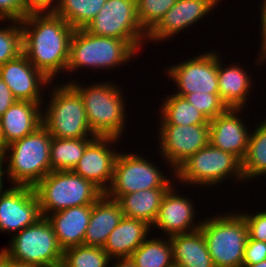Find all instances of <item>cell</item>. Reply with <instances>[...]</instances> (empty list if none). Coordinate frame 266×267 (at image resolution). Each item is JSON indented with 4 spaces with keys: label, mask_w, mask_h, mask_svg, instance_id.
<instances>
[{
    "label": "cell",
    "mask_w": 266,
    "mask_h": 267,
    "mask_svg": "<svg viewBox=\"0 0 266 267\" xmlns=\"http://www.w3.org/2000/svg\"><path fill=\"white\" fill-rule=\"evenodd\" d=\"M20 24L23 54L49 80L61 82L62 72L66 77L70 41L75 30L54 11L30 12Z\"/></svg>",
    "instance_id": "obj_1"
},
{
    "label": "cell",
    "mask_w": 266,
    "mask_h": 267,
    "mask_svg": "<svg viewBox=\"0 0 266 267\" xmlns=\"http://www.w3.org/2000/svg\"><path fill=\"white\" fill-rule=\"evenodd\" d=\"M78 77L69 83L81 96L89 127L95 136L124 138L128 105L123 87L111 79L82 83ZM79 81V82H78ZM109 81V82H108ZM82 83V84H81ZM124 92V93H123ZM127 123V124H126Z\"/></svg>",
    "instance_id": "obj_2"
},
{
    "label": "cell",
    "mask_w": 266,
    "mask_h": 267,
    "mask_svg": "<svg viewBox=\"0 0 266 267\" xmlns=\"http://www.w3.org/2000/svg\"><path fill=\"white\" fill-rule=\"evenodd\" d=\"M140 53L128 42L113 37L90 34L85 29L74 31L69 50V61L66 68L65 83L75 81L77 70H92L94 73L119 70L135 62ZM131 61V62H130ZM127 63V64H126ZM121 66V67H120ZM71 74V76H70ZM73 74V75H72ZM72 76L74 77L72 79ZM71 77V79H70Z\"/></svg>",
    "instance_id": "obj_3"
},
{
    "label": "cell",
    "mask_w": 266,
    "mask_h": 267,
    "mask_svg": "<svg viewBox=\"0 0 266 267\" xmlns=\"http://www.w3.org/2000/svg\"><path fill=\"white\" fill-rule=\"evenodd\" d=\"M228 179H231V183H235L236 187L245 183L242 161L234 154L216 148L211 143L191 155L175 170V182L178 185L182 184L183 188L188 186L185 189L190 188L189 190L193 187V190L200 188L201 192L210 187L217 190L216 188L222 187L220 185L230 183Z\"/></svg>",
    "instance_id": "obj_4"
},
{
    "label": "cell",
    "mask_w": 266,
    "mask_h": 267,
    "mask_svg": "<svg viewBox=\"0 0 266 267\" xmlns=\"http://www.w3.org/2000/svg\"><path fill=\"white\" fill-rule=\"evenodd\" d=\"M52 138L53 136L42 125L32 134L6 146L3 163L10 185L34 187L51 172Z\"/></svg>",
    "instance_id": "obj_5"
},
{
    "label": "cell",
    "mask_w": 266,
    "mask_h": 267,
    "mask_svg": "<svg viewBox=\"0 0 266 267\" xmlns=\"http://www.w3.org/2000/svg\"><path fill=\"white\" fill-rule=\"evenodd\" d=\"M61 82L53 81L47 88L49 93L46 91L48 96L42 104V125L59 139L95 138L80 94L69 83Z\"/></svg>",
    "instance_id": "obj_6"
},
{
    "label": "cell",
    "mask_w": 266,
    "mask_h": 267,
    "mask_svg": "<svg viewBox=\"0 0 266 267\" xmlns=\"http://www.w3.org/2000/svg\"><path fill=\"white\" fill-rule=\"evenodd\" d=\"M220 213V215L218 214ZM202 217L201 231L215 267H242L248 227L244 217L234 211L219 210Z\"/></svg>",
    "instance_id": "obj_7"
},
{
    "label": "cell",
    "mask_w": 266,
    "mask_h": 267,
    "mask_svg": "<svg viewBox=\"0 0 266 267\" xmlns=\"http://www.w3.org/2000/svg\"><path fill=\"white\" fill-rule=\"evenodd\" d=\"M146 156L136 150H120L115 160L113 180L105 195L117 200L122 195L141 190L170 188L175 183V171L166 172L157 161L150 160L152 155Z\"/></svg>",
    "instance_id": "obj_8"
},
{
    "label": "cell",
    "mask_w": 266,
    "mask_h": 267,
    "mask_svg": "<svg viewBox=\"0 0 266 267\" xmlns=\"http://www.w3.org/2000/svg\"><path fill=\"white\" fill-rule=\"evenodd\" d=\"M33 188L42 217L70 207L93 205L104 194L73 171H51Z\"/></svg>",
    "instance_id": "obj_9"
},
{
    "label": "cell",
    "mask_w": 266,
    "mask_h": 267,
    "mask_svg": "<svg viewBox=\"0 0 266 267\" xmlns=\"http://www.w3.org/2000/svg\"><path fill=\"white\" fill-rule=\"evenodd\" d=\"M1 250L13 261L34 267H60L63 249L46 217L40 218L8 240Z\"/></svg>",
    "instance_id": "obj_10"
},
{
    "label": "cell",
    "mask_w": 266,
    "mask_h": 267,
    "mask_svg": "<svg viewBox=\"0 0 266 267\" xmlns=\"http://www.w3.org/2000/svg\"><path fill=\"white\" fill-rule=\"evenodd\" d=\"M85 30L90 34L128 41L139 53L149 46L146 44L147 33L138 19L136 0H107Z\"/></svg>",
    "instance_id": "obj_11"
},
{
    "label": "cell",
    "mask_w": 266,
    "mask_h": 267,
    "mask_svg": "<svg viewBox=\"0 0 266 267\" xmlns=\"http://www.w3.org/2000/svg\"><path fill=\"white\" fill-rule=\"evenodd\" d=\"M163 68V78L165 76L169 78V82L172 81V86L176 89L172 92L178 96L194 92L219 94L217 49L198 52L179 63L163 65Z\"/></svg>",
    "instance_id": "obj_12"
},
{
    "label": "cell",
    "mask_w": 266,
    "mask_h": 267,
    "mask_svg": "<svg viewBox=\"0 0 266 267\" xmlns=\"http://www.w3.org/2000/svg\"><path fill=\"white\" fill-rule=\"evenodd\" d=\"M155 137L158 157L170 171L209 143V125H157ZM166 162V163H165ZM168 165V166H167Z\"/></svg>",
    "instance_id": "obj_13"
},
{
    "label": "cell",
    "mask_w": 266,
    "mask_h": 267,
    "mask_svg": "<svg viewBox=\"0 0 266 267\" xmlns=\"http://www.w3.org/2000/svg\"><path fill=\"white\" fill-rule=\"evenodd\" d=\"M222 1L223 0H177L165 13L159 23L147 34L146 42H149V45H151L152 42L158 45V43H166L167 40L170 42L177 35L180 37V33H184V30L186 33L192 26L196 25L197 27L204 18L206 20V18H208L207 16H212V12L222 7Z\"/></svg>",
    "instance_id": "obj_14"
},
{
    "label": "cell",
    "mask_w": 266,
    "mask_h": 267,
    "mask_svg": "<svg viewBox=\"0 0 266 267\" xmlns=\"http://www.w3.org/2000/svg\"><path fill=\"white\" fill-rule=\"evenodd\" d=\"M181 187L175 182L164 194L158 216L151 227L152 233L162 231L159 234L163 237H171L200 229L202 220L197 218L199 211L195 209L194 197L182 195Z\"/></svg>",
    "instance_id": "obj_15"
},
{
    "label": "cell",
    "mask_w": 266,
    "mask_h": 267,
    "mask_svg": "<svg viewBox=\"0 0 266 267\" xmlns=\"http://www.w3.org/2000/svg\"><path fill=\"white\" fill-rule=\"evenodd\" d=\"M40 218V205L33 187L10 185L0 194V233L12 237Z\"/></svg>",
    "instance_id": "obj_16"
},
{
    "label": "cell",
    "mask_w": 266,
    "mask_h": 267,
    "mask_svg": "<svg viewBox=\"0 0 266 267\" xmlns=\"http://www.w3.org/2000/svg\"><path fill=\"white\" fill-rule=\"evenodd\" d=\"M122 139L96 136L85 148L73 172L92 182L104 194L113 180L118 145ZM116 147V149H115Z\"/></svg>",
    "instance_id": "obj_17"
},
{
    "label": "cell",
    "mask_w": 266,
    "mask_h": 267,
    "mask_svg": "<svg viewBox=\"0 0 266 267\" xmlns=\"http://www.w3.org/2000/svg\"><path fill=\"white\" fill-rule=\"evenodd\" d=\"M245 112L247 109L228 108L224 113L209 120V143L234 154L241 161L245 157L252 130L251 124H247L249 118ZM243 117L247 120H243Z\"/></svg>",
    "instance_id": "obj_18"
},
{
    "label": "cell",
    "mask_w": 266,
    "mask_h": 267,
    "mask_svg": "<svg viewBox=\"0 0 266 267\" xmlns=\"http://www.w3.org/2000/svg\"><path fill=\"white\" fill-rule=\"evenodd\" d=\"M0 77L17 100L34 103L44 102V92L52 82L23 53L0 66Z\"/></svg>",
    "instance_id": "obj_19"
},
{
    "label": "cell",
    "mask_w": 266,
    "mask_h": 267,
    "mask_svg": "<svg viewBox=\"0 0 266 267\" xmlns=\"http://www.w3.org/2000/svg\"><path fill=\"white\" fill-rule=\"evenodd\" d=\"M220 53L221 51H218V85L220 98L228 108L249 110L248 105L251 104L249 100L252 97L250 93L254 91L253 88L255 89L254 86L256 85L254 83L256 78L252 77L254 73L249 72L250 68L247 70L240 62L224 63L222 59L225 58H222L221 56L223 55Z\"/></svg>",
    "instance_id": "obj_20"
},
{
    "label": "cell",
    "mask_w": 266,
    "mask_h": 267,
    "mask_svg": "<svg viewBox=\"0 0 266 267\" xmlns=\"http://www.w3.org/2000/svg\"><path fill=\"white\" fill-rule=\"evenodd\" d=\"M42 104L17 100L0 117L1 134L6 146L42 126Z\"/></svg>",
    "instance_id": "obj_21"
},
{
    "label": "cell",
    "mask_w": 266,
    "mask_h": 267,
    "mask_svg": "<svg viewBox=\"0 0 266 267\" xmlns=\"http://www.w3.org/2000/svg\"><path fill=\"white\" fill-rule=\"evenodd\" d=\"M91 211L92 205H84L70 207L46 216L63 250L83 245Z\"/></svg>",
    "instance_id": "obj_22"
},
{
    "label": "cell",
    "mask_w": 266,
    "mask_h": 267,
    "mask_svg": "<svg viewBox=\"0 0 266 267\" xmlns=\"http://www.w3.org/2000/svg\"><path fill=\"white\" fill-rule=\"evenodd\" d=\"M152 234L151 226L139 219L124 217L109 234L103 250L111 258H129Z\"/></svg>",
    "instance_id": "obj_23"
},
{
    "label": "cell",
    "mask_w": 266,
    "mask_h": 267,
    "mask_svg": "<svg viewBox=\"0 0 266 267\" xmlns=\"http://www.w3.org/2000/svg\"><path fill=\"white\" fill-rule=\"evenodd\" d=\"M123 218L119 203L103 194L93 205L83 245L103 247Z\"/></svg>",
    "instance_id": "obj_24"
},
{
    "label": "cell",
    "mask_w": 266,
    "mask_h": 267,
    "mask_svg": "<svg viewBox=\"0 0 266 267\" xmlns=\"http://www.w3.org/2000/svg\"><path fill=\"white\" fill-rule=\"evenodd\" d=\"M169 238L174 267H215L201 229Z\"/></svg>",
    "instance_id": "obj_25"
},
{
    "label": "cell",
    "mask_w": 266,
    "mask_h": 267,
    "mask_svg": "<svg viewBox=\"0 0 266 267\" xmlns=\"http://www.w3.org/2000/svg\"><path fill=\"white\" fill-rule=\"evenodd\" d=\"M169 188H152L120 196L119 203L123 216L139 219L153 226L162 198Z\"/></svg>",
    "instance_id": "obj_26"
},
{
    "label": "cell",
    "mask_w": 266,
    "mask_h": 267,
    "mask_svg": "<svg viewBox=\"0 0 266 267\" xmlns=\"http://www.w3.org/2000/svg\"><path fill=\"white\" fill-rule=\"evenodd\" d=\"M170 94L164 95L160 106L155 114L157 125H209L206 116L190 104L184 97L178 96L169 91Z\"/></svg>",
    "instance_id": "obj_27"
},
{
    "label": "cell",
    "mask_w": 266,
    "mask_h": 267,
    "mask_svg": "<svg viewBox=\"0 0 266 267\" xmlns=\"http://www.w3.org/2000/svg\"><path fill=\"white\" fill-rule=\"evenodd\" d=\"M255 127V128H254ZM243 177L246 182L250 183L252 180L260 181L264 177L266 179V117L260 119L256 125H252V130L247 146L245 157L242 160ZM256 179V180H255ZM250 181V182H249Z\"/></svg>",
    "instance_id": "obj_28"
},
{
    "label": "cell",
    "mask_w": 266,
    "mask_h": 267,
    "mask_svg": "<svg viewBox=\"0 0 266 267\" xmlns=\"http://www.w3.org/2000/svg\"><path fill=\"white\" fill-rule=\"evenodd\" d=\"M153 234L129 258L136 267H174L170 238Z\"/></svg>",
    "instance_id": "obj_29"
},
{
    "label": "cell",
    "mask_w": 266,
    "mask_h": 267,
    "mask_svg": "<svg viewBox=\"0 0 266 267\" xmlns=\"http://www.w3.org/2000/svg\"><path fill=\"white\" fill-rule=\"evenodd\" d=\"M93 139H59L53 137L50 143L51 171H73L84 154L86 146Z\"/></svg>",
    "instance_id": "obj_30"
},
{
    "label": "cell",
    "mask_w": 266,
    "mask_h": 267,
    "mask_svg": "<svg viewBox=\"0 0 266 267\" xmlns=\"http://www.w3.org/2000/svg\"><path fill=\"white\" fill-rule=\"evenodd\" d=\"M107 0H61L54 12L74 30L85 29Z\"/></svg>",
    "instance_id": "obj_31"
},
{
    "label": "cell",
    "mask_w": 266,
    "mask_h": 267,
    "mask_svg": "<svg viewBox=\"0 0 266 267\" xmlns=\"http://www.w3.org/2000/svg\"><path fill=\"white\" fill-rule=\"evenodd\" d=\"M110 261L103 247L78 245L63 250L60 267H108Z\"/></svg>",
    "instance_id": "obj_32"
},
{
    "label": "cell",
    "mask_w": 266,
    "mask_h": 267,
    "mask_svg": "<svg viewBox=\"0 0 266 267\" xmlns=\"http://www.w3.org/2000/svg\"><path fill=\"white\" fill-rule=\"evenodd\" d=\"M0 24H2L0 27L1 66L8 61L16 59L23 53V32L20 21L2 20Z\"/></svg>",
    "instance_id": "obj_33"
},
{
    "label": "cell",
    "mask_w": 266,
    "mask_h": 267,
    "mask_svg": "<svg viewBox=\"0 0 266 267\" xmlns=\"http://www.w3.org/2000/svg\"><path fill=\"white\" fill-rule=\"evenodd\" d=\"M176 2L177 0H136L142 29L148 34Z\"/></svg>",
    "instance_id": "obj_34"
},
{
    "label": "cell",
    "mask_w": 266,
    "mask_h": 267,
    "mask_svg": "<svg viewBox=\"0 0 266 267\" xmlns=\"http://www.w3.org/2000/svg\"><path fill=\"white\" fill-rule=\"evenodd\" d=\"M190 104L202 112L208 120L224 113L228 107L224 104L219 94L194 92L183 96Z\"/></svg>",
    "instance_id": "obj_35"
},
{
    "label": "cell",
    "mask_w": 266,
    "mask_h": 267,
    "mask_svg": "<svg viewBox=\"0 0 266 267\" xmlns=\"http://www.w3.org/2000/svg\"><path fill=\"white\" fill-rule=\"evenodd\" d=\"M237 210L245 219L248 227V237L256 241H263L266 243V208L259 211H250L244 209ZM241 210V211H240ZM246 211V213H245ZM254 212V214H253Z\"/></svg>",
    "instance_id": "obj_36"
},
{
    "label": "cell",
    "mask_w": 266,
    "mask_h": 267,
    "mask_svg": "<svg viewBox=\"0 0 266 267\" xmlns=\"http://www.w3.org/2000/svg\"><path fill=\"white\" fill-rule=\"evenodd\" d=\"M261 3V4H260ZM258 3L257 6L259 9L257 10V14H259V20L257 22H260L259 23V31H260V38L259 40L260 41H257V42H260L258 45L259 47H256L258 48V52H257V56L254 58L255 60L254 63L252 62V66L254 64V67L253 68H256L254 69V71L257 70L258 66L259 68H263V67H260V66H265L266 65V0H261V2ZM265 64V65H264ZM256 65V67H255Z\"/></svg>",
    "instance_id": "obj_37"
},
{
    "label": "cell",
    "mask_w": 266,
    "mask_h": 267,
    "mask_svg": "<svg viewBox=\"0 0 266 267\" xmlns=\"http://www.w3.org/2000/svg\"><path fill=\"white\" fill-rule=\"evenodd\" d=\"M30 13L25 0H0L2 20L22 21Z\"/></svg>",
    "instance_id": "obj_38"
},
{
    "label": "cell",
    "mask_w": 266,
    "mask_h": 267,
    "mask_svg": "<svg viewBox=\"0 0 266 267\" xmlns=\"http://www.w3.org/2000/svg\"><path fill=\"white\" fill-rule=\"evenodd\" d=\"M266 260V243L248 237L242 265H252Z\"/></svg>",
    "instance_id": "obj_39"
},
{
    "label": "cell",
    "mask_w": 266,
    "mask_h": 267,
    "mask_svg": "<svg viewBox=\"0 0 266 267\" xmlns=\"http://www.w3.org/2000/svg\"><path fill=\"white\" fill-rule=\"evenodd\" d=\"M61 0H25L30 12L54 11Z\"/></svg>",
    "instance_id": "obj_40"
},
{
    "label": "cell",
    "mask_w": 266,
    "mask_h": 267,
    "mask_svg": "<svg viewBox=\"0 0 266 267\" xmlns=\"http://www.w3.org/2000/svg\"><path fill=\"white\" fill-rule=\"evenodd\" d=\"M17 99L11 93V90L0 77V117L13 105Z\"/></svg>",
    "instance_id": "obj_41"
},
{
    "label": "cell",
    "mask_w": 266,
    "mask_h": 267,
    "mask_svg": "<svg viewBox=\"0 0 266 267\" xmlns=\"http://www.w3.org/2000/svg\"><path fill=\"white\" fill-rule=\"evenodd\" d=\"M112 262H114V264ZM110 263L108 267H136L130 258H114L111 259Z\"/></svg>",
    "instance_id": "obj_42"
},
{
    "label": "cell",
    "mask_w": 266,
    "mask_h": 267,
    "mask_svg": "<svg viewBox=\"0 0 266 267\" xmlns=\"http://www.w3.org/2000/svg\"><path fill=\"white\" fill-rule=\"evenodd\" d=\"M6 176H7L6 167H5L4 163H2V164H0V194L4 193L8 189L6 187V184H4L6 181H8Z\"/></svg>",
    "instance_id": "obj_43"
},
{
    "label": "cell",
    "mask_w": 266,
    "mask_h": 267,
    "mask_svg": "<svg viewBox=\"0 0 266 267\" xmlns=\"http://www.w3.org/2000/svg\"><path fill=\"white\" fill-rule=\"evenodd\" d=\"M6 267H34L25 263L16 262L11 259H9L6 255Z\"/></svg>",
    "instance_id": "obj_44"
},
{
    "label": "cell",
    "mask_w": 266,
    "mask_h": 267,
    "mask_svg": "<svg viewBox=\"0 0 266 267\" xmlns=\"http://www.w3.org/2000/svg\"><path fill=\"white\" fill-rule=\"evenodd\" d=\"M0 267H6V254L0 249Z\"/></svg>",
    "instance_id": "obj_45"
},
{
    "label": "cell",
    "mask_w": 266,
    "mask_h": 267,
    "mask_svg": "<svg viewBox=\"0 0 266 267\" xmlns=\"http://www.w3.org/2000/svg\"><path fill=\"white\" fill-rule=\"evenodd\" d=\"M242 267H266V260L252 265H242Z\"/></svg>",
    "instance_id": "obj_46"
},
{
    "label": "cell",
    "mask_w": 266,
    "mask_h": 267,
    "mask_svg": "<svg viewBox=\"0 0 266 267\" xmlns=\"http://www.w3.org/2000/svg\"><path fill=\"white\" fill-rule=\"evenodd\" d=\"M6 149V145L3 141L2 134H1V128H0V150L4 153Z\"/></svg>",
    "instance_id": "obj_47"
},
{
    "label": "cell",
    "mask_w": 266,
    "mask_h": 267,
    "mask_svg": "<svg viewBox=\"0 0 266 267\" xmlns=\"http://www.w3.org/2000/svg\"><path fill=\"white\" fill-rule=\"evenodd\" d=\"M3 156H4V153L0 150V164L3 163Z\"/></svg>",
    "instance_id": "obj_48"
}]
</instances>
